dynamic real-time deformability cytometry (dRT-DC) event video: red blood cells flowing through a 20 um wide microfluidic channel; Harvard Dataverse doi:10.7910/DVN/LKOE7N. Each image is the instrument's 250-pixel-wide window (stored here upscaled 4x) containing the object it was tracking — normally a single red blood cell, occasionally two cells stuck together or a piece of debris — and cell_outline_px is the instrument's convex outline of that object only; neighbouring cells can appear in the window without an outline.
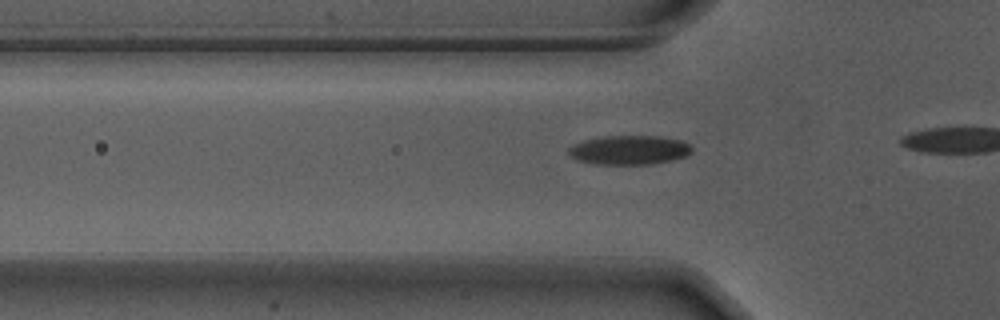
{"species": "Egyptian fruit bat (a non-hibernating species)", "species_latin": "Rousettus aegyptiacus", "temperature_condition": "warm", "stored_images_in_passage": 10, "camera_frame_rate_fps": 3000, "um_per_image_px": 0.085, "animal": {"sex": "male"}, "frame": {"image": 1, "passage_image": 4, "time_ms": 1.0, "image_size_px": [1000, 320], "cell_outline_px": [[692, 152], [684, 156], [672, 160], [652, 164], [596, 164], [580, 160], [572, 156], [568, 152], [568, 148], [572, 144], [584, 140], [608, 136], [656, 136], [680, 140], [688, 144], [692, 148]], "centroid_in_image_um": [53.49, 12.75], "position_along_channel_um": 72.3, "area_um2": 20.69}}
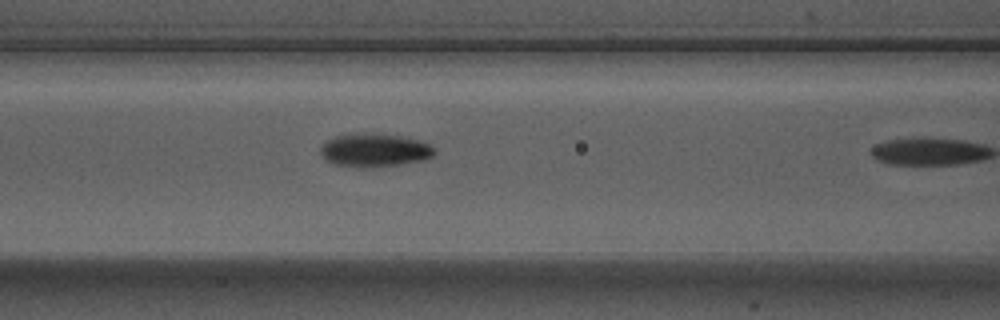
{"frame": {"image": 2, "passage_image": 9, "time_ms": 2.667, "image_size_px": [1000, 320], "cell_outline_px": [[436, 152], [432, 156], [420, 160], [396, 164], [364, 168], [332, 164], [320, 152], [320, 144], [324, 140], [336, 136], [356, 132], [372, 132], [400, 136], [416, 140], [428, 144]], "centroid_in_image_um": [31.74, 12.74], "position_along_channel_um": 134.9, "area_um2": 22.08}}